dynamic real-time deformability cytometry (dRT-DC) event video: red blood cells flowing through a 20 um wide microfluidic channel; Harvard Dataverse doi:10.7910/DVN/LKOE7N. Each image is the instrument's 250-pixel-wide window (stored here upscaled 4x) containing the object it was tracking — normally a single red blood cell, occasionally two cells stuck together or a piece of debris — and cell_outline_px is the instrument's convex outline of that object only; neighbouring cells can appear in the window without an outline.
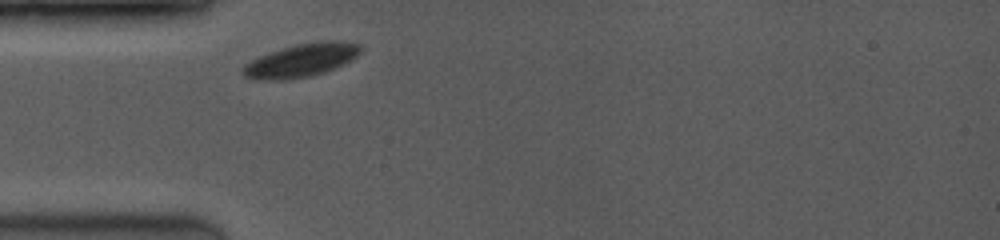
{"species": "common noctule bat (a hibernating species)", "species_latin": "Nyctalus noctula", "temperature_condition": "room temperature", "stored_images_in_passage": 4, "camera_frame_rate_fps": 3500, "um_per_image_px": 0.085, "animal": {"sex": "female", "body_mass_g": 19.0, "forearm_length_mm": 53.3}, "frame": {"image": 1, "passage_image": 1, "time_ms": 0.0, "image_size_px": [1000, 240], "cell_outline_px": [[360, 52], [356, 56], [324, 72], [312, 76], [284, 80], [268, 80], [244, 76], [240, 72], [240, 68], [244, 64], [268, 52], [296, 44], [316, 40], [340, 40], [360, 44]], "centroid_in_image_um": [25.56, 5.11], "position_along_channel_um": 59.4, "area_um2": 22.72}}
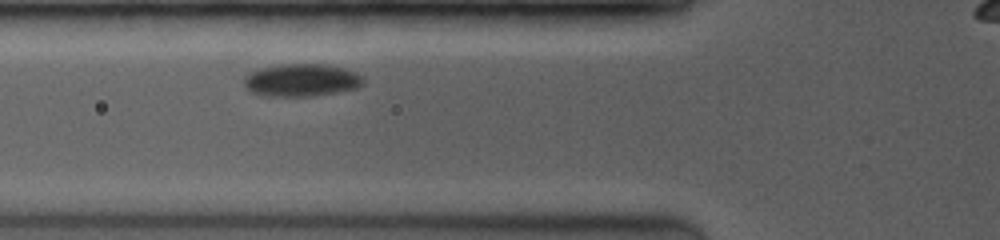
{"frame": {"image": 2, "passage_image": 4, "time_ms": 1.143, "image_size_px": [1000, 240], "cell_outline_px": [[364, 80], [356, 88], [336, 92], [312, 96], [268, 96], [252, 92], [244, 84], [244, 76], [248, 72], [260, 68], [284, 64], [328, 64], [344, 68], [356, 72], [364, 76]], "centroid_in_image_um": [25.63, 6.8], "position_along_channel_um": 100.2, "area_um2": 22.66}}